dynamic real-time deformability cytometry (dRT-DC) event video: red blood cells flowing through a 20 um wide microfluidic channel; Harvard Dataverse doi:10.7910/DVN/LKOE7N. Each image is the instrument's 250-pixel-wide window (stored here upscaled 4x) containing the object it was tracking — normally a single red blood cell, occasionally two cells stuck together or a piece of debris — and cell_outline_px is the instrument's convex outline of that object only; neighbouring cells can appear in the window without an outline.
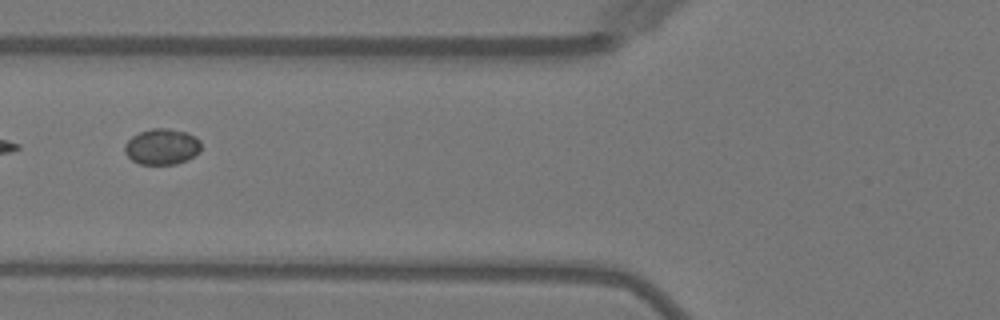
{"species": "Egyptian fruit bat (a non-hibernating species)", "species_latin": "Rousettus aegyptiacus", "temperature_condition": "warm", "stored_images_in_passage": 5, "segment_of_instrument_passage": [2, 2], "camera_frame_rate_fps": 3000, "um_per_image_px": 0.085, "animal": {"sex": "female"}, "frame": {"image": 1, "passage_image": 4, "time_ms": 3.667, "image_size_px": [1000, 320], "cell_outline_px": [[200, 152], [188, 160], [176, 164], [140, 164], [132, 160], [124, 152], [124, 144], [132, 136], [140, 132], [152, 128], [168, 128], [188, 132], [196, 136], [200, 140]], "centroid_in_image_um": [13.78, 12.46], "position_along_channel_um": 112.0, "area_um2": 16.18}}
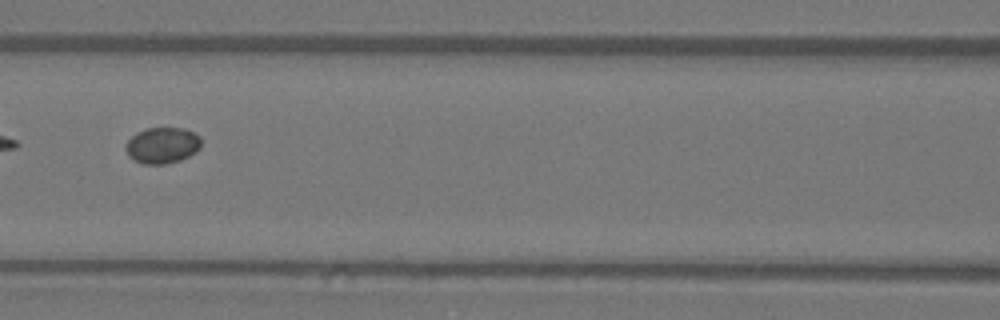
{"frame": {"image": 2, "passage_image": 5, "time_ms": 4.667, "image_size_px": [1000, 320], "cell_outline_px": [[200, 148], [196, 152], [180, 160], [164, 164], [144, 164], [128, 156], [124, 148], [124, 144], [136, 132], [148, 128], [184, 128], [200, 136]], "centroid_in_image_um": [13.77, 12.35], "position_along_channel_um": 152.8, "area_um2": 15.9}}